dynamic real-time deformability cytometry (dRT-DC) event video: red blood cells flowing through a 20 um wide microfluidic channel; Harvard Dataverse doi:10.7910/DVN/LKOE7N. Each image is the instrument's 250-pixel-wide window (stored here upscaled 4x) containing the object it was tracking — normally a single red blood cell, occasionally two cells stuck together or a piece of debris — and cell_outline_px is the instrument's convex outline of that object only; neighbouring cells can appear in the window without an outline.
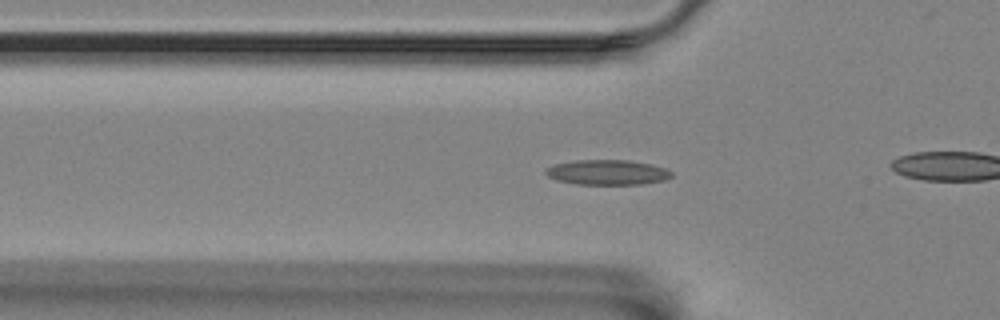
{"species": "Egyptian fruit bat (a non-hibernating species)", "species_latin": "Rousettus aegyptiacus", "temperature_condition": "room temperature", "stored_images_in_passage": 47, "camera_frame_rate_fps": 3000, "um_per_image_px": 0.085, "animal": {"sex": "female"}, "frame": {"image": 1, "passage_image": 8, "time_ms": 2.333, "image_size_px": [1000, 320], "cell_outline_px": [[672, 176], [664, 180], [640, 184], [576, 184], [556, 180], [548, 176], [544, 172], [548, 168], [556, 164], [576, 160], [628, 160], [648, 164], [664, 168], [672, 172]], "centroid_in_image_um": [51.61, 14.65], "position_along_channel_um": 74.2, "area_um2": 18.09}}
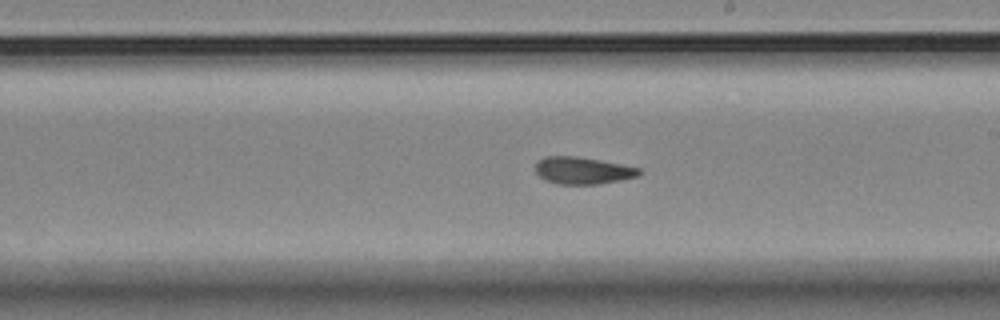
{"frame": {"image": 2, "passage_image": 22, "time_ms": 7.0, "image_size_px": [1000, 320], "cell_outline_px": [[640, 172], [636, 176], [620, 180], [596, 184], [560, 184], [544, 180], [536, 172], [536, 164], [544, 156], [576, 156], [620, 164], [640, 168]], "centroid_in_image_um": [49.49, 14.49], "position_along_channel_um": 239.5, "area_um2": 16.07}}
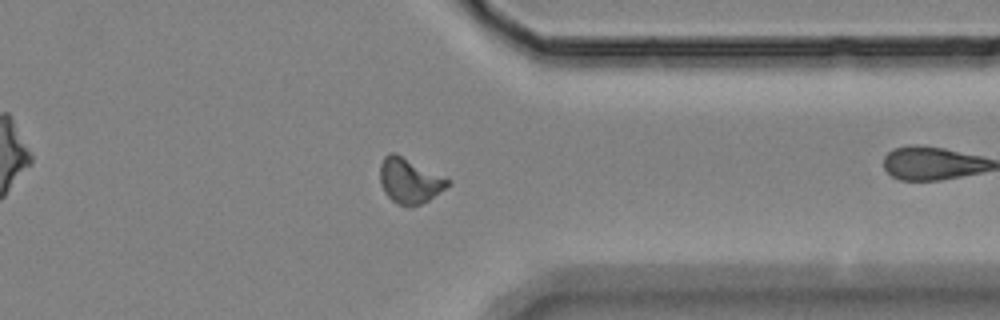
{"frame": {"image": 3, "passage_image": 34, "time_ms": 11.0, "image_size_px": [1000, 320], "cell_outline_px": [[452, 180], [444, 188], [428, 200], [420, 204], [408, 208], [392, 200], [384, 192], [380, 184], [380, 164], [384, 156], [388, 152], [396, 152]], "centroid_in_image_um": [34.78, 15.33], "position_along_channel_um": 376.6, "area_um2": 17.92}, "authors_computed_cell_mechanics": {"area_um2": 16.6464, "velocity_mm_per_s": 3.5172, "shape_relaxation_time_tau1_ms": null, "shape_relaxation_time_tau2_ms": 3.5778, "deformation_change_tau1": null, "deformation_change_tau2": 0.0928}}